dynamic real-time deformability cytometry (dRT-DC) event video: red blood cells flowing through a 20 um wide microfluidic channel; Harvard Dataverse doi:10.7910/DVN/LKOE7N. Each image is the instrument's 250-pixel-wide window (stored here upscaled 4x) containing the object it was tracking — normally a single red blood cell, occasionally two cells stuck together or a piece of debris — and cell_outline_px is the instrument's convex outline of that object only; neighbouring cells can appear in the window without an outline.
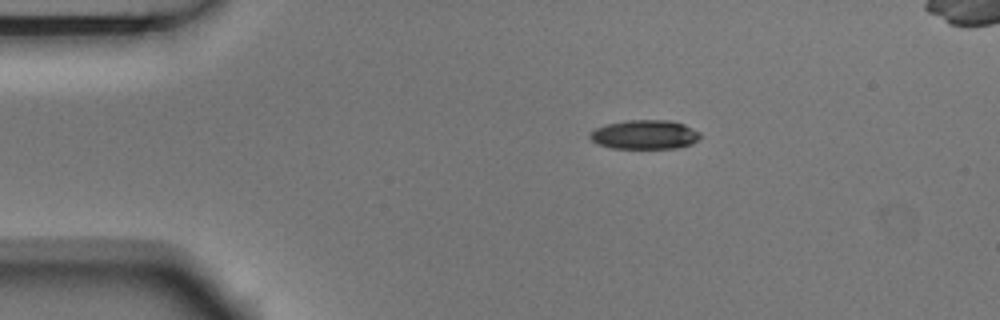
{"species": "Egyptian fruit bat (a non-hibernating species)", "species_latin": "Rousettus aegyptiacus", "temperature_condition": "room temperature", "stored_images_in_passage": 3, "segment_of_instrument_passage": [1, 2], "camera_frame_rate_fps": 3000, "um_per_image_px": 0.085, "animal": {"sex": "male"}, "frame": {"image": 1, "passage_image": 1, "time_ms": 0.0, "image_size_px": [1000, 320], "cell_outline_px": [[700, 136], [692, 144], [676, 148], [612, 148], [600, 144], [592, 140], [588, 136], [596, 128], [608, 124], [628, 120], [668, 120], [684, 124], [700, 132]], "centroid_in_image_um": [54.83, 11.44], "position_along_channel_um": 30.2, "area_um2": 18.5}}